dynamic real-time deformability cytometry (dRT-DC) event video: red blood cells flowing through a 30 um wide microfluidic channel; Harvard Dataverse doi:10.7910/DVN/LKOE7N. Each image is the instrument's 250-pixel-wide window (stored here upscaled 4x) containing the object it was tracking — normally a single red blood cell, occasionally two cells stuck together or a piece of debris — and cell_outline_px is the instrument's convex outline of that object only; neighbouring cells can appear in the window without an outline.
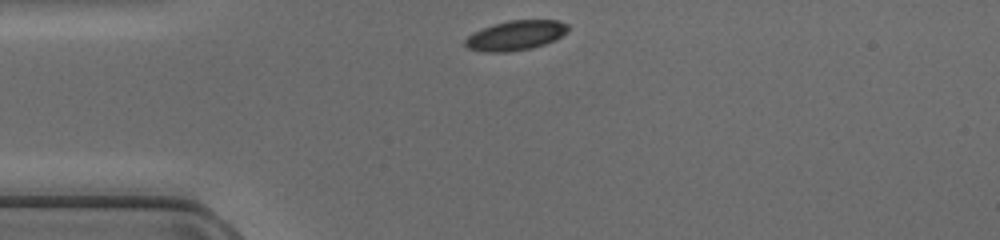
{"species": "common noctule bat (a hibernating species)", "species_latin": "Nyctalus noctula", "temperature_condition": "cold", "stored_images_in_passage": 37, "camera_frame_rate_fps": 3000, "um_per_image_px": 0.085, "animal": {"sex": "female", "body_mass_g": 17.0, "forearm_length_mm": 48.0}, "frame": {"image": 1, "passage_image": 1, "time_ms": 0.0, "image_size_px": [1000, 240], "cell_outline_px": [[572, 28], [568, 32], [556, 40], [532, 48], [508, 52], [484, 52], [468, 48], [464, 44], [464, 40], [468, 36], [484, 28], [508, 20], [560, 20], [568, 24]], "centroid_in_image_um": [43.91, 3.01], "position_along_channel_um": 41.1, "area_um2": 17.92}}
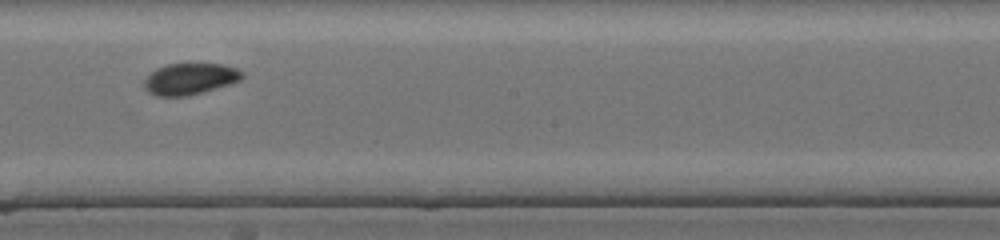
{"frame": {"image": 2, "passage_image": 16, "time_ms": 5.0, "image_size_px": [1000, 240], "cell_outline_px": [[244, 76], [240, 80], [204, 92], [188, 96], [156, 96], [148, 92], [144, 88], [144, 80], [156, 68], [168, 64], [224, 64], [236, 68], [244, 72]], "centroid_in_image_um": [16.15, 6.71], "position_along_channel_um": 232.1, "area_um2": 17.92}}
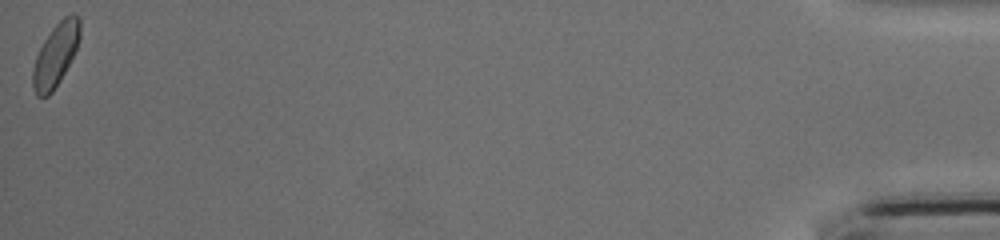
{"frame": {"image": 3, "passage_image": 37, "time_ms": 12.0, "image_size_px": [1000, 240], "cell_outline_px": [[80, 36], [76, 48], [60, 80], [52, 92], [48, 96], [36, 96], [32, 84], [32, 72], [36, 56], [44, 40], [52, 28], [64, 16], [72, 12], [76, 12], [80, 16]], "centroid_in_image_um": [4.73, 4.62], "position_along_channel_um": 430.5, "area_um2": 17.17}}